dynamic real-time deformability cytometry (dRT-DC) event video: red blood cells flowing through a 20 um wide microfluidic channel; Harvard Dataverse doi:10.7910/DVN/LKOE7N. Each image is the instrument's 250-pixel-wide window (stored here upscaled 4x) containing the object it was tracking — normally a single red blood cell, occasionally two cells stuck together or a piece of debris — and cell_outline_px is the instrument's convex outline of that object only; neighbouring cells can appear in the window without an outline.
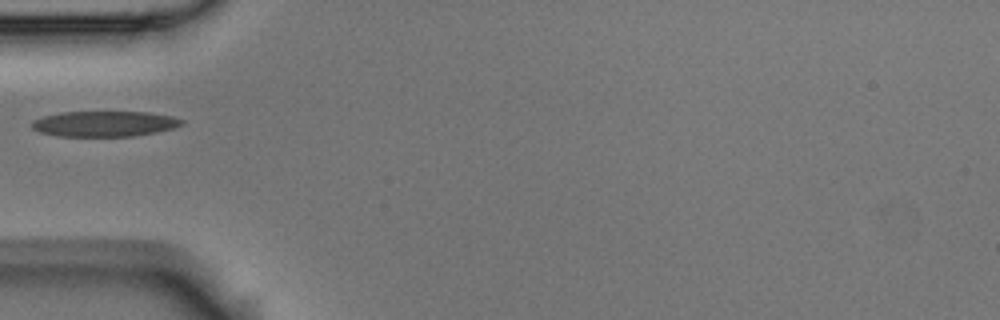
{"species": "Egyptian fruit bat (a non-hibernating species)", "species_latin": "Rousettus aegyptiacus", "temperature_condition": "room temperature", "stored_images_in_passage": 1, "camera_frame_rate_fps": 3000, "um_per_image_px": 0.085, "animal": {"sex": "male"}, "frame": {"image": 1, "passage_image": 1, "time_ms": 0.0, "image_size_px": [1000, 320], "cell_outline_px": [[184, 124], [172, 128], [156, 132], [132, 136], [56, 136], [40, 132], [32, 128], [32, 120], [44, 116], [60, 112], [148, 112], [172, 116], [184, 120]], "centroid_in_image_um": [8.87, 10.52], "position_along_channel_um": 76.1, "area_um2": 22.25}}